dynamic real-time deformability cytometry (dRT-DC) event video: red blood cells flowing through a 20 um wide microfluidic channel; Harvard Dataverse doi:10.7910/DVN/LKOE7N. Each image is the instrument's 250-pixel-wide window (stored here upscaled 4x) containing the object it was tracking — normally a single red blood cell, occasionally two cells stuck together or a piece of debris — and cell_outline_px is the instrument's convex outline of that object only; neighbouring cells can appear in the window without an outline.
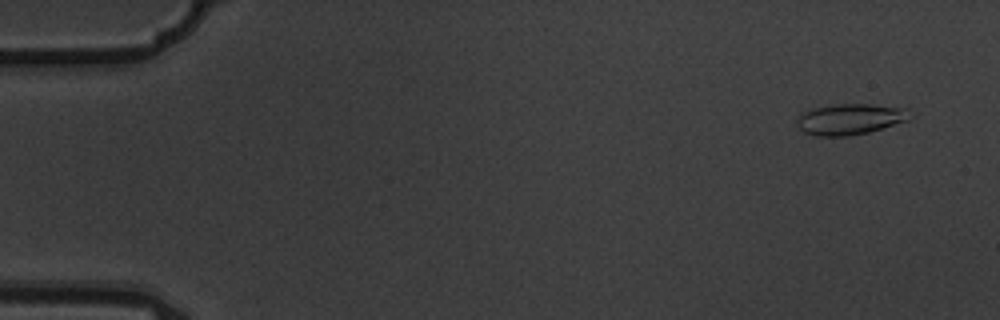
{"species": "common noctule bat (a hibernating species)", "species_latin": "Nyctalus noctula", "temperature_condition": "warm", "stored_images_in_passage": 4, "camera_frame_rate_fps": 3000, "um_per_image_px": 0.085, "animal": {"sex": "male", "body_mass_g": 19.5, "forearm_length_mm": 54.6}, "frame": {"image": 1, "passage_image": 2, "time_ms": 0.333, "image_size_px": [1000, 320], "cell_outline_px": [[908, 120], [868, 132], [848, 136], [816, 136], [804, 132], [796, 124], [796, 120], [804, 112], [812, 108], [832, 104], [872, 104], [908, 108]], "centroid_in_image_um": [72.22, 10.12], "position_along_channel_um": 12.8, "area_um2": 20.23}}